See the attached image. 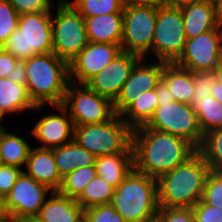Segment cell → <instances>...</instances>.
<instances>
[{"instance_id": "cell-13", "label": "cell", "mask_w": 222, "mask_h": 222, "mask_svg": "<svg viewBox=\"0 0 222 222\" xmlns=\"http://www.w3.org/2000/svg\"><path fill=\"white\" fill-rule=\"evenodd\" d=\"M53 191L24 172L17 178L7 197V204L14 222L33 219Z\"/></svg>"}, {"instance_id": "cell-40", "label": "cell", "mask_w": 222, "mask_h": 222, "mask_svg": "<svg viewBox=\"0 0 222 222\" xmlns=\"http://www.w3.org/2000/svg\"><path fill=\"white\" fill-rule=\"evenodd\" d=\"M22 172L20 167L0 164V193L7 196Z\"/></svg>"}, {"instance_id": "cell-16", "label": "cell", "mask_w": 222, "mask_h": 222, "mask_svg": "<svg viewBox=\"0 0 222 222\" xmlns=\"http://www.w3.org/2000/svg\"><path fill=\"white\" fill-rule=\"evenodd\" d=\"M140 56L121 51L109 65L85 84L94 92L114 102Z\"/></svg>"}, {"instance_id": "cell-18", "label": "cell", "mask_w": 222, "mask_h": 222, "mask_svg": "<svg viewBox=\"0 0 222 222\" xmlns=\"http://www.w3.org/2000/svg\"><path fill=\"white\" fill-rule=\"evenodd\" d=\"M25 168L23 172L27 176L46 185L53 192L59 190L62 178L58 173L52 149L31 147Z\"/></svg>"}, {"instance_id": "cell-3", "label": "cell", "mask_w": 222, "mask_h": 222, "mask_svg": "<svg viewBox=\"0 0 222 222\" xmlns=\"http://www.w3.org/2000/svg\"><path fill=\"white\" fill-rule=\"evenodd\" d=\"M26 88L35 105L62 104L70 82L69 63L55 53L38 54L23 61Z\"/></svg>"}, {"instance_id": "cell-42", "label": "cell", "mask_w": 222, "mask_h": 222, "mask_svg": "<svg viewBox=\"0 0 222 222\" xmlns=\"http://www.w3.org/2000/svg\"><path fill=\"white\" fill-rule=\"evenodd\" d=\"M8 78H10L16 84H22L26 86L27 74L26 67L23 61H18L12 71L9 73Z\"/></svg>"}, {"instance_id": "cell-54", "label": "cell", "mask_w": 222, "mask_h": 222, "mask_svg": "<svg viewBox=\"0 0 222 222\" xmlns=\"http://www.w3.org/2000/svg\"><path fill=\"white\" fill-rule=\"evenodd\" d=\"M0 222H6L2 217H0Z\"/></svg>"}, {"instance_id": "cell-10", "label": "cell", "mask_w": 222, "mask_h": 222, "mask_svg": "<svg viewBox=\"0 0 222 222\" xmlns=\"http://www.w3.org/2000/svg\"><path fill=\"white\" fill-rule=\"evenodd\" d=\"M62 105L69 112L74 126L103 123L115 115L110 99L94 92L86 84L71 81Z\"/></svg>"}, {"instance_id": "cell-31", "label": "cell", "mask_w": 222, "mask_h": 222, "mask_svg": "<svg viewBox=\"0 0 222 222\" xmlns=\"http://www.w3.org/2000/svg\"><path fill=\"white\" fill-rule=\"evenodd\" d=\"M69 2L84 18L111 13H123L124 0H58Z\"/></svg>"}, {"instance_id": "cell-52", "label": "cell", "mask_w": 222, "mask_h": 222, "mask_svg": "<svg viewBox=\"0 0 222 222\" xmlns=\"http://www.w3.org/2000/svg\"><path fill=\"white\" fill-rule=\"evenodd\" d=\"M201 1H207V2H212V3H216L218 0H201Z\"/></svg>"}, {"instance_id": "cell-19", "label": "cell", "mask_w": 222, "mask_h": 222, "mask_svg": "<svg viewBox=\"0 0 222 222\" xmlns=\"http://www.w3.org/2000/svg\"><path fill=\"white\" fill-rule=\"evenodd\" d=\"M48 197L35 217L38 222H84V208L76 199L58 192Z\"/></svg>"}, {"instance_id": "cell-4", "label": "cell", "mask_w": 222, "mask_h": 222, "mask_svg": "<svg viewBox=\"0 0 222 222\" xmlns=\"http://www.w3.org/2000/svg\"><path fill=\"white\" fill-rule=\"evenodd\" d=\"M110 204L127 222L155 221L159 210L157 179L133 169L115 188Z\"/></svg>"}, {"instance_id": "cell-44", "label": "cell", "mask_w": 222, "mask_h": 222, "mask_svg": "<svg viewBox=\"0 0 222 222\" xmlns=\"http://www.w3.org/2000/svg\"><path fill=\"white\" fill-rule=\"evenodd\" d=\"M0 217H2L6 222H14L7 204V197L2 193H0Z\"/></svg>"}, {"instance_id": "cell-7", "label": "cell", "mask_w": 222, "mask_h": 222, "mask_svg": "<svg viewBox=\"0 0 222 222\" xmlns=\"http://www.w3.org/2000/svg\"><path fill=\"white\" fill-rule=\"evenodd\" d=\"M52 11L53 53L68 63L89 43L84 17L69 3L57 2Z\"/></svg>"}, {"instance_id": "cell-51", "label": "cell", "mask_w": 222, "mask_h": 222, "mask_svg": "<svg viewBox=\"0 0 222 222\" xmlns=\"http://www.w3.org/2000/svg\"><path fill=\"white\" fill-rule=\"evenodd\" d=\"M2 120H3V118L1 117V115H0V123L2 122ZM6 127V125L5 124H0V130L1 129H3V128H5Z\"/></svg>"}, {"instance_id": "cell-45", "label": "cell", "mask_w": 222, "mask_h": 222, "mask_svg": "<svg viewBox=\"0 0 222 222\" xmlns=\"http://www.w3.org/2000/svg\"><path fill=\"white\" fill-rule=\"evenodd\" d=\"M124 1L125 3L156 5V6L167 5L168 2V0H124Z\"/></svg>"}, {"instance_id": "cell-39", "label": "cell", "mask_w": 222, "mask_h": 222, "mask_svg": "<svg viewBox=\"0 0 222 222\" xmlns=\"http://www.w3.org/2000/svg\"><path fill=\"white\" fill-rule=\"evenodd\" d=\"M195 222H222V209L206 204L202 199L192 207Z\"/></svg>"}, {"instance_id": "cell-15", "label": "cell", "mask_w": 222, "mask_h": 222, "mask_svg": "<svg viewBox=\"0 0 222 222\" xmlns=\"http://www.w3.org/2000/svg\"><path fill=\"white\" fill-rule=\"evenodd\" d=\"M121 51V45L89 42L69 63L70 81L85 84L105 69Z\"/></svg>"}, {"instance_id": "cell-38", "label": "cell", "mask_w": 222, "mask_h": 222, "mask_svg": "<svg viewBox=\"0 0 222 222\" xmlns=\"http://www.w3.org/2000/svg\"><path fill=\"white\" fill-rule=\"evenodd\" d=\"M15 11L21 15L25 13H40L53 8V0H8Z\"/></svg>"}, {"instance_id": "cell-14", "label": "cell", "mask_w": 222, "mask_h": 222, "mask_svg": "<svg viewBox=\"0 0 222 222\" xmlns=\"http://www.w3.org/2000/svg\"><path fill=\"white\" fill-rule=\"evenodd\" d=\"M147 60L149 59L141 58L132 69L117 99L113 102L115 114L121 115L140 93L155 89L161 80L164 62L152 60L149 63Z\"/></svg>"}, {"instance_id": "cell-2", "label": "cell", "mask_w": 222, "mask_h": 222, "mask_svg": "<svg viewBox=\"0 0 222 222\" xmlns=\"http://www.w3.org/2000/svg\"><path fill=\"white\" fill-rule=\"evenodd\" d=\"M210 167L196 152L185 163L157 179L159 207L192 208L202 199Z\"/></svg>"}, {"instance_id": "cell-1", "label": "cell", "mask_w": 222, "mask_h": 222, "mask_svg": "<svg viewBox=\"0 0 222 222\" xmlns=\"http://www.w3.org/2000/svg\"><path fill=\"white\" fill-rule=\"evenodd\" d=\"M132 148L134 169L156 179L197 152L189 141L145 125L133 129Z\"/></svg>"}, {"instance_id": "cell-26", "label": "cell", "mask_w": 222, "mask_h": 222, "mask_svg": "<svg viewBox=\"0 0 222 222\" xmlns=\"http://www.w3.org/2000/svg\"><path fill=\"white\" fill-rule=\"evenodd\" d=\"M30 143L24 137L11 133L7 127L0 130L1 164L20 167L26 165Z\"/></svg>"}, {"instance_id": "cell-27", "label": "cell", "mask_w": 222, "mask_h": 222, "mask_svg": "<svg viewBox=\"0 0 222 222\" xmlns=\"http://www.w3.org/2000/svg\"><path fill=\"white\" fill-rule=\"evenodd\" d=\"M158 106L155 89L143 91L120 116L133 130L146 125Z\"/></svg>"}, {"instance_id": "cell-11", "label": "cell", "mask_w": 222, "mask_h": 222, "mask_svg": "<svg viewBox=\"0 0 222 222\" xmlns=\"http://www.w3.org/2000/svg\"><path fill=\"white\" fill-rule=\"evenodd\" d=\"M145 126L185 139L196 149L203 139L194 107L177 101L162 103L158 106Z\"/></svg>"}, {"instance_id": "cell-50", "label": "cell", "mask_w": 222, "mask_h": 222, "mask_svg": "<svg viewBox=\"0 0 222 222\" xmlns=\"http://www.w3.org/2000/svg\"><path fill=\"white\" fill-rule=\"evenodd\" d=\"M17 222H38V221L35 218H33V219H22Z\"/></svg>"}, {"instance_id": "cell-30", "label": "cell", "mask_w": 222, "mask_h": 222, "mask_svg": "<svg viewBox=\"0 0 222 222\" xmlns=\"http://www.w3.org/2000/svg\"><path fill=\"white\" fill-rule=\"evenodd\" d=\"M96 175L95 165L77 167L62 178L61 186L57 192L65 197L77 199L84 191L86 185L95 178Z\"/></svg>"}, {"instance_id": "cell-35", "label": "cell", "mask_w": 222, "mask_h": 222, "mask_svg": "<svg viewBox=\"0 0 222 222\" xmlns=\"http://www.w3.org/2000/svg\"><path fill=\"white\" fill-rule=\"evenodd\" d=\"M84 222H127L111 204L84 210Z\"/></svg>"}, {"instance_id": "cell-23", "label": "cell", "mask_w": 222, "mask_h": 222, "mask_svg": "<svg viewBox=\"0 0 222 222\" xmlns=\"http://www.w3.org/2000/svg\"><path fill=\"white\" fill-rule=\"evenodd\" d=\"M97 175L116 188L134 169L132 145L119 154L96 157Z\"/></svg>"}, {"instance_id": "cell-29", "label": "cell", "mask_w": 222, "mask_h": 222, "mask_svg": "<svg viewBox=\"0 0 222 222\" xmlns=\"http://www.w3.org/2000/svg\"><path fill=\"white\" fill-rule=\"evenodd\" d=\"M115 188L96 175L84 188L76 201L85 209L110 204Z\"/></svg>"}, {"instance_id": "cell-46", "label": "cell", "mask_w": 222, "mask_h": 222, "mask_svg": "<svg viewBox=\"0 0 222 222\" xmlns=\"http://www.w3.org/2000/svg\"><path fill=\"white\" fill-rule=\"evenodd\" d=\"M200 1L201 0H168L167 4L172 7L182 8L184 6L191 5Z\"/></svg>"}, {"instance_id": "cell-6", "label": "cell", "mask_w": 222, "mask_h": 222, "mask_svg": "<svg viewBox=\"0 0 222 222\" xmlns=\"http://www.w3.org/2000/svg\"><path fill=\"white\" fill-rule=\"evenodd\" d=\"M132 129L115 114L99 124L74 126L73 140L96 157L124 153L132 145Z\"/></svg>"}, {"instance_id": "cell-17", "label": "cell", "mask_w": 222, "mask_h": 222, "mask_svg": "<svg viewBox=\"0 0 222 222\" xmlns=\"http://www.w3.org/2000/svg\"><path fill=\"white\" fill-rule=\"evenodd\" d=\"M51 106L59 113L42 116L31 129V135L40 142L38 148L53 149L73 141L74 124L69 112L62 104Z\"/></svg>"}, {"instance_id": "cell-37", "label": "cell", "mask_w": 222, "mask_h": 222, "mask_svg": "<svg viewBox=\"0 0 222 222\" xmlns=\"http://www.w3.org/2000/svg\"><path fill=\"white\" fill-rule=\"evenodd\" d=\"M194 91L192 99H205L212 96L211 90L215 81L213 71L193 72Z\"/></svg>"}, {"instance_id": "cell-33", "label": "cell", "mask_w": 222, "mask_h": 222, "mask_svg": "<svg viewBox=\"0 0 222 222\" xmlns=\"http://www.w3.org/2000/svg\"><path fill=\"white\" fill-rule=\"evenodd\" d=\"M19 16L8 0H0V47L18 28Z\"/></svg>"}, {"instance_id": "cell-36", "label": "cell", "mask_w": 222, "mask_h": 222, "mask_svg": "<svg viewBox=\"0 0 222 222\" xmlns=\"http://www.w3.org/2000/svg\"><path fill=\"white\" fill-rule=\"evenodd\" d=\"M156 222H195L192 208L159 207Z\"/></svg>"}, {"instance_id": "cell-24", "label": "cell", "mask_w": 222, "mask_h": 222, "mask_svg": "<svg viewBox=\"0 0 222 222\" xmlns=\"http://www.w3.org/2000/svg\"><path fill=\"white\" fill-rule=\"evenodd\" d=\"M52 150L61 178L67 176L77 167L95 165L96 156L79 146L74 140Z\"/></svg>"}, {"instance_id": "cell-47", "label": "cell", "mask_w": 222, "mask_h": 222, "mask_svg": "<svg viewBox=\"0 0 222 222\" xmlns=\"http://www.w3.org/2000/svg\"><path fill=\"white\" fill-rule=\"evenodd\" d=\"M211 94L213 97H222V84L215 80Z\"/></svg>"}, {"instance_id": "cell-22", "label": "cell", "mask_w": 222, "mask_h": 222, "mask_svg": "<svg viewBox=\"0 0 222 222\" xmlns=\"http://www.w3.org/2000/svg\"><path fill=\"white\" fill-rule=\"evenodd\" d=\"M89 42L121 45L123 13L84 18Z\"/></svg>"}, {"instance_id": "cell-8", "label": "cell", "mask_w": 222, "mask_h": 222, "mask_svg": "<svg viewBox=\"0 0 222 222\" xmlns=\"http://www.w3.org/2000/svg\"><path fill=\"white\" fill-rule=\"evenodd\" d=\"M158 6L126 3L123 10L122 51L149 58ZM151 52V53H150Z\"/></svg>"}, {"instance_id": "cell-25", "label": "cell", "mask_w": 222, "mask_h": 222, "mask_svg": "<svg viewBox=\"0 0 222 222\" xmlns=\"http://www.w3.org/2000/svg\"><path fill=\"white\" fill-rule=\"evenodd\" d=\"M161 79L167 84L174 100L189 104L194 91L193 72L175 63H165Z\"/></svg>"}, {"instance_id": "cell-48", "label": "cell", "mask_w": 222, "mask_h": 222, "mask_svg": "<svg viewBox=\"0 0 222 222\" xmlns=\"http://www.w3.org/2000/svg\"><path fill=\"white\" fill-rule=\"evenodd\" d=\"M215 80L222 84V61L213 70Z\"/></svg>"}, {"instance_id": "cell-34", "label": "cell", "mask_w": 222, "mask_h": 222, "mask_svg": "<svg viewBox=\"0 0 222 222\" xmlns=\"http://www.w3.org/2000/svg\"><path fill=\"white\" fill-rule=\"evenodd\" d=\"M202 200L222 209V171L210 170L205 180Z\"/></svg>"}, {"instance_id": "cell-5", "label": "cell", "mask_w": 222, "mask_h": 222, "mask_svg": "<svg viewBox=\"0 0 222 222\" xmlns=\"http://www.w3.org/2000/svg\"><path fill=\"white\" fill-rule=\"evenodd\" d=\"M51 10L21 14L18 28L1 47L19 61L53 52Z\"/></svg>"}, {"instance_id": "cell-53", "label": "cell", "mask_w": 222, "mask_h": 222, "mask_svg": "<svg viewBox=\"0 0 222 222\" xmlns=\"http://www.w3.org/2000/svg\"><path fill=\"white\" fill-rule=\"evenodd\" d=\"M214 98L222 104V97H214Z\"/></svg>"}, {"instance_id": "cell-28", "label": "cell", "mask_w": 222, "mask_h": 222, "mask_svg": "<svg viewBox=\"0 0 222 222\" xmlns=\"http://www.w3.org/2000/svg\"><path fill=\"white\" fill-rule=\"evenodd\" d=\"M190 105L194 107L203 135L222 128V104L213 96L191 99Z\"/></svg>"}, {"instance_id": "cell-12", "label": "cell", "mask_w": 222, "mask_h": 222, "mask_svg": "<svg viewBox=\"0 0 222 222\" xmlns=\"http://www.w3.org/2000/svg\"><path fill=\"white\" fill-rule=\"evenodd\" d=\"M222 61V25L187 39L176 65L192 72L213 71Z\"/></svg>"}, {"instance_id": "cell-41", "label": "cell", "mask_w": 222, "mask_h": 222, "mask_svg": "<svg viewBox=\"0 0 222 222\" xmlns=\"http://www.w3.org/2000/svg\"><path fill=\"white\" fill-rule=\"evenodd\" d=\"M19 60L0 47V78L8 77Z\"/></svg>"}, {"instance_id": "cell-32", "label": "cell", "mask_w": 222, "mask_h": 222, "mask_svg": "<svg viewBox=\"0 0 222 222\" xmlns=\"http://www.w3.org/2000/svg\"><path fill=\"white\" fill-rule=\"evenodd\" d=\"M197 152L211 170L222 171V128L204 134Z\"/></svg>"}, {"instance_id": "cell-9", "label": "cell", "mask_w": 222, "mask_h": 222, "mask_svg": "<svg viewBox=\"0 0 222 222\" xmlns=\"http://www.w3.org/2000/svg\"><path fill=\"white\" fill-rule=\"evenodd\" d=\"M184 28L180 8L168 4L158 6L152 41V55L155 54L153 61L175 63L179 59L187 40Z\"/></svg>"}, {"instance_id": "cell-21", "label": "cell", "mask_w": 222, "mask_h": 222, "mask_svg": "<svg viewBox=\"0 0 222 222\" xmlns=\"http://www.w3.org/2000/svg\"><path fill=\"white\" fill-rule=\"evenodd\" d=\"M46 105H35L25 85L16 84L10 78H0V115L3 119L30 110H42Z\"/></svg>"}, {"instance_id": "cell-20", "label": "cell", "mask_w": 222, "mask_h": 222, "mask_svg": "<svg viewBox=\"0 0 222 222\" xmlns=\"http://www.w3.org/2000/svg\"><path fill=\"white\" fill-rule=\"evenodd\" d=\"M180 9L182 11L187 39L214 30L220 25L216 6L212 2L200 1Z\"/></svg>"}, {"instance_id": "cell-49", "label": "cell", "mask_w": 222, "mask_h": 222, "mask_svg": "<svg viewBox=\"0 0 222 222\" xmlns=\"http://www.w3.org/2000/svg\"><path fill=\"white\" fill-rule=\"evenodd\" d=\"M215 6H216V13H217L218 20L220 24L222 25V0H218L215 3Z\"/></svg>"}, {"instance_id": "cell-43", "label": "cell", "mask_w": 222, "mask_h": 222, "mask_svg": "<svg viewBox=\"0 0 222 222\" xmlns=\"http://www.w3.org/2000/svg\"><path fill=\"white\" fill-rule=\"evenodd\" d=\"M155 92L159 106H161L162 103L175 101L170 89L162 79L158 82V85L155 88Z\"/></svg>"}]
</instances>
